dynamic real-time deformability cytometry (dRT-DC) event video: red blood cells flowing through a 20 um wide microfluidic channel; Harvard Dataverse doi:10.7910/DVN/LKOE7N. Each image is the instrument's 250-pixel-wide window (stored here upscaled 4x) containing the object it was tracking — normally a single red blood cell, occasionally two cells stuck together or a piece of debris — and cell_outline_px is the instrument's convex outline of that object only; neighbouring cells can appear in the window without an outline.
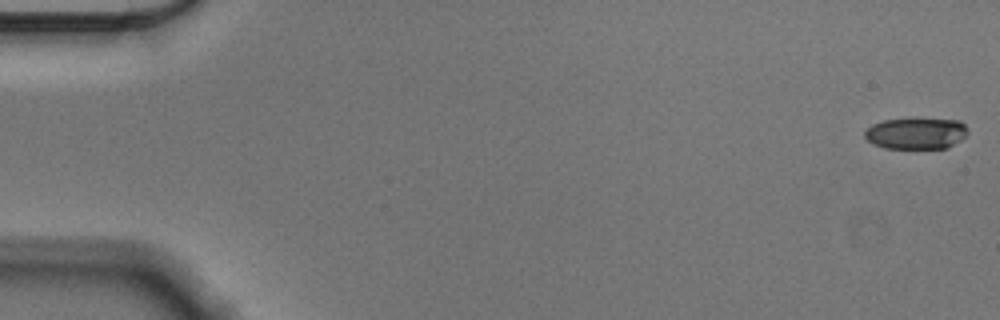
{"species": "Egyptian fruit bat (a non-hibernating species)", "species_latin": "Rousettus aegyptiacus", "temperature_condition": "cold", "stored_images_in_passage": 55, "camera_frame_rate_fps": 3000, "um_per_image_px": 0.085, "animal": {"sex": "male"}, "frame": {"image": 1, "passage_image": 1, "time_ms": 0.0, "image_size_px": [1000, 320], "cell_outline_px": [[968, 132], [960, 140], [948, 148], [884, 148], [868, 140], [864, 136], [864, 132], [872, 124], [884, 120], [912, 116], [916, 116], [960, 120], [968, 128]], "centroid_in_image_um": [77.9, 11.28], "position_along_channel_um": 7.1, "area_um2": 19.54}}
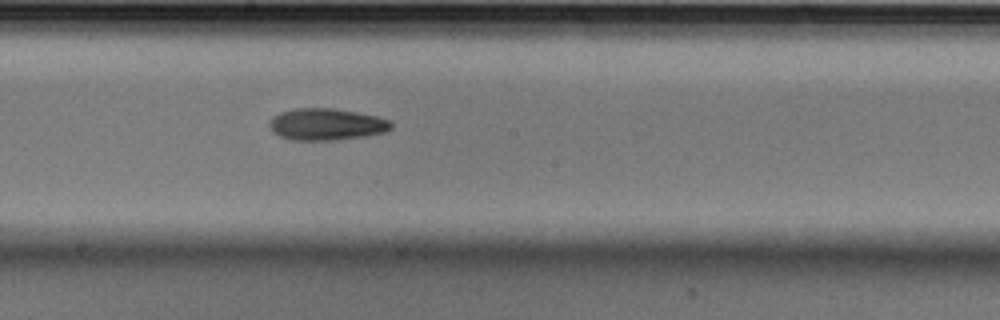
{"frame": {"image": 2, "passage_image": 31, "time_ms": 10.0, "image_size_px": [1000, 320], "cell_outline_px": [[392, 128], [384, 132], [368, 136], [336, 140], [292, 140], [280, 136], [272, 132], [268, 124], [272, 116], [280, 112], [292, 108], [332, 108], [356, 112], [376, 116], [392, 120]], "centroid_in_image_um": [27.73, 10.57], "position_along_channel_um": 220.5, "area_um2": 22.83}}
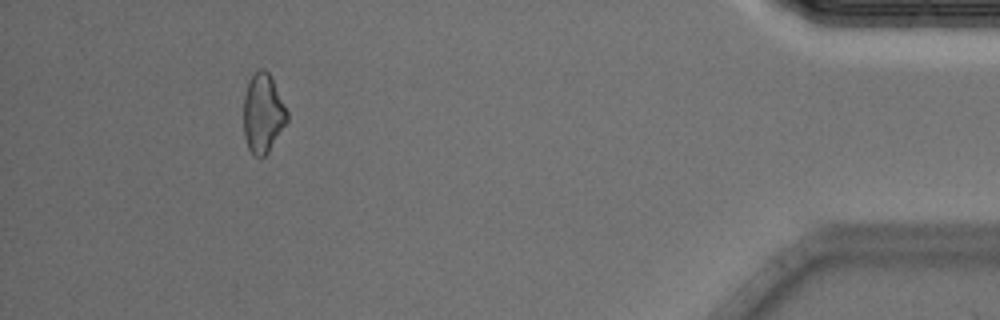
{"frame": {"image": 3, "passage_image": 52, "time_ms": 17.0, "image_size_px": [1000, 320], "cell_outline_px": [[288, 120], [268, 152], [260, 160], [252, 156], [248, 148], [244, 136], [244, 96], [248, 84], [252, 76], [260, 68], [264, 68], [268, 72], [288, 112]], "centroid_in_image_um": [22.34, 9.69], "position_along_channel_um": 412.9, "area_um2": 19.94}}